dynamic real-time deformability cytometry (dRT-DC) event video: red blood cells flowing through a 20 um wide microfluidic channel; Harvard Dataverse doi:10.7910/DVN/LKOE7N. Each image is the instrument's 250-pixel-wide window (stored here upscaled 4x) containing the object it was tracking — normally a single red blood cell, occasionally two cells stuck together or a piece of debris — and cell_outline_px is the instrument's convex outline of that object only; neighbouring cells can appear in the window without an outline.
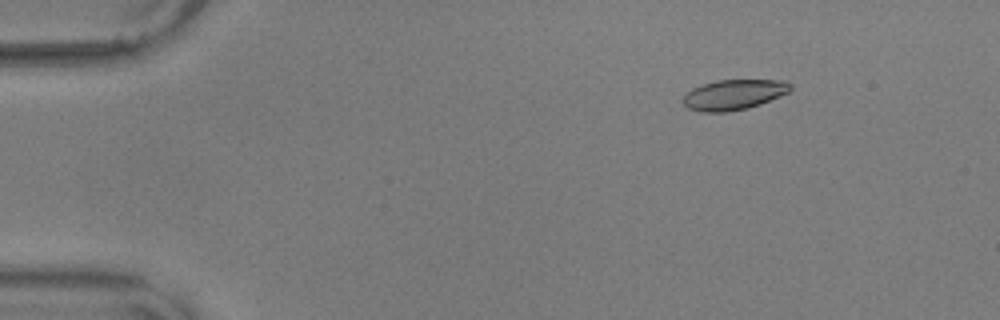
{"species": "common noctule bat (a hibernating species)", "species_latin": "Nyctalus noctula", "temperature_condition": "warm", "stored_images_in_passage": 16, "camera_frame_rate_fps": 3000, "um_per_image_px": 0.085, "animal": {"sex": "male", "body_mass_g": 17.9, "forearm_length_mm": 54.2}, "frame": {"image": 1, "passage_image": 8, "time_ms": 2.333, "image_size_px": [1000, 320], "cell_outline_px": [[792, 88], [788, 92], [780, 96], [760, 104], [748, 108], [724, 112], [700, 112], [688, 108], [680, 100], [692, 88], [716, 80], [780, 80], [792, 84]], "centroid_in_image_um": [62.35, 8.05], "position_along_channel_um": 22.7, "area_um2": 18.9}}